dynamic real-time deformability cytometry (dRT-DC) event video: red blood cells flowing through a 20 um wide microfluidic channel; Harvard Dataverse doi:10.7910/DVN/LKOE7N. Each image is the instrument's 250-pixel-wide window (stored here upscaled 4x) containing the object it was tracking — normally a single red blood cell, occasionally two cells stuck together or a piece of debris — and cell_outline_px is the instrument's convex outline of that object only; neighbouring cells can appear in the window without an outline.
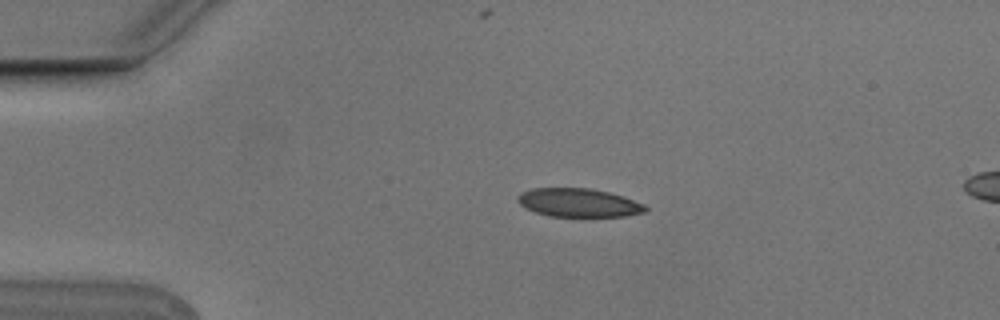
{"species": "Egyptian fruit bat (a non-hibernating species)", "species_latin": "Rousettus aegyptiacus", "temperature_condition": "cold", "stored_images_in_passage": 5, "segment_of_instrument_passage": [1, 2], "camera_frame_rate_fps": 3000, "um_per_image_px": 0.085, "animal": {"sex": "male"}, "frame": {"image": 1, "passage_image": 3, "time_ms": 0.667, "image_size_px": [1000, 320], "cell_outline_px": [[648, 208], [644, 212], [624, 216], [548, 216], [536, 212], [520, 204], [516, 200], [516, 196], [520, 192], [532, 188], [588, 188], [608, 192], [624, 196], [644, 204]], "centroid_in_image_um": [49.16, 17.22], "position_along_channel_um": 35.8, "area_um2": 21.15}}